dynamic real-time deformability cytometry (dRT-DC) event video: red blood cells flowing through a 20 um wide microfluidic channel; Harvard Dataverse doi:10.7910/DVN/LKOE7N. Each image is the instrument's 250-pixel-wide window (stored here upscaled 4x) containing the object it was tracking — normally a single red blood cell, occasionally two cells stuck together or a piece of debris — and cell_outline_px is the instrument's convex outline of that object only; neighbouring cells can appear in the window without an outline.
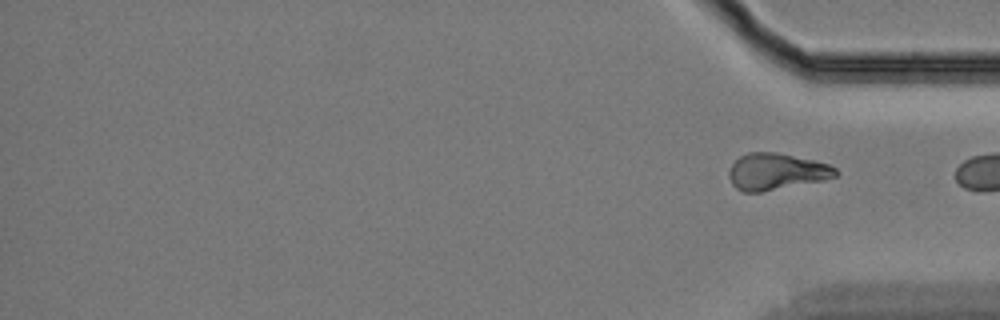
{"species": "Egyptian fruit bat (a non-hibernating species)", "species_latin": "Rousettus aegyptiacus", "temperature_condition": "cold", "stored_images_in_passage": 44, "segment_of_instrument_passage": [2, 2], "camera_frame_rate_fps": 3000, "um_per_image_px": 0.085, "animal": {"sex": "female"}, "frame": {"image": 1, "passage_image": 44, "time_ms": 14.333, "image_size_px": [1000, 320], "cell_outline_px": [[840, 172], [836, 176], [824, 180], [760, 192], [744, 192], [736, 188], [732, 184], [728, 176], [728, 168], [740, 156], [748, 152], [776, 152], [812, 160], [828, 164], [836, 168]], "centroid_in_image_um": [65.97, 14.58], "position_along_channel_um": 369.2, "area_um2": 22.72}}